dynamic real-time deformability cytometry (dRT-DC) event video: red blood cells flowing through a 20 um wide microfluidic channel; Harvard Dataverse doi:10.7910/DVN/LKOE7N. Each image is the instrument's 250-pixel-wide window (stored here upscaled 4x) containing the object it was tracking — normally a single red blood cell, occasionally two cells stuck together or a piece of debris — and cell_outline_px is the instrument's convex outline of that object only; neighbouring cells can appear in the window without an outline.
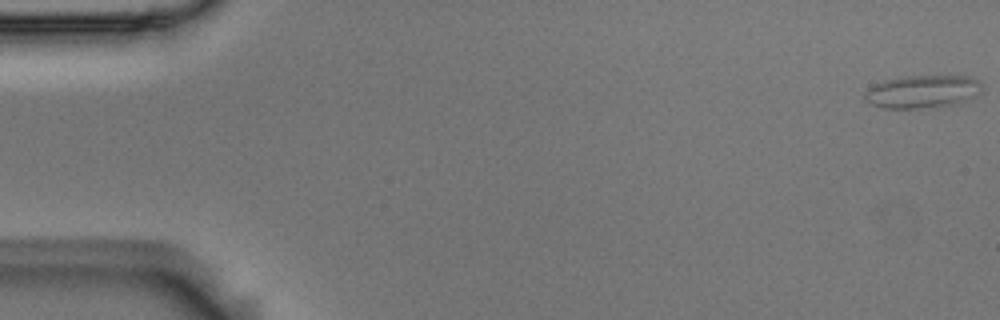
{"species": "Egyptian fruit bat (a non-hibernating species)", "species_latin": "Rousettus aegyptiacus", "temperature_condition": "room temperature", "stored_images_in_passage": 6, "camera_frame_rate_fps": 3000, "um_per_image_px": 0.085, "animal": {"sex": "male"}, "frame": {"image": 1, "passage_image": 1, "time_ms": 0.0, "image_size_px": [1000, 320], "cell_outline_px": [[980, 92], [952, 104], [928, 108], [880, 108], [868, 104], [864, 100], [864, 92], [868, 88], [884, 80], [904, 76], [972, 76], [980, 80]], "centroid_in_image_um": [78.31, 7.78], "position_along_channel_um": 6.7, "area_um2": 22.37}}
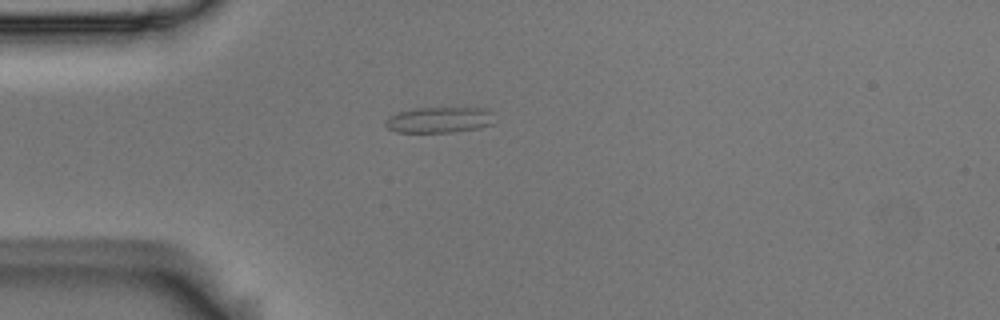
{"frame": {"image": 2, "passage_image": 4, "time_ms": 1.0, "image_size_px": [1000, 320], "cell_outline_px": [[492, 124], [480, 128], [452, 132], [396, 132], [388, 128], [384, 124], [384, 120], [388, 116], [400, 112], [420, 108], [488, 108], [492, 112]], "centroid_in_image_um": [37.34, 10.19], "position_along_channel_um": 47.7, "area_um2": 16.36}}
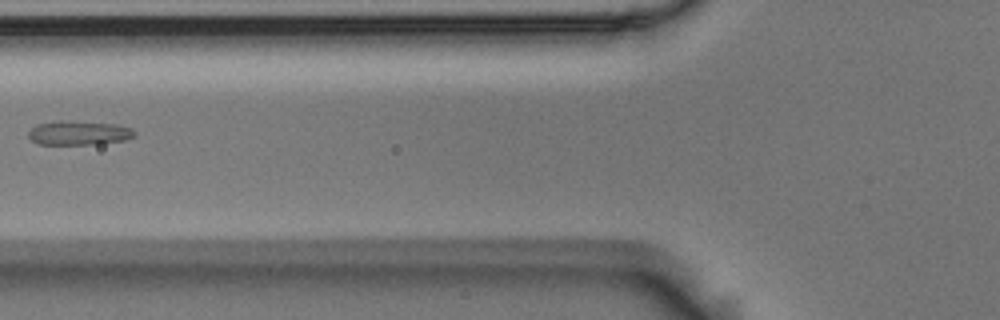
{"frame": {"image": 3, "passage_image": 6, "time_ms": 1.667, "image_size_px": [1000, 320], "cell_outline_px": [[136, 136], [124, 140], [96, 144], [40, 144], [32, 140], [28, 136], [28, 132], [36, 124], [60, 120], [68, 120], [120, 124], [132, 128], [136, 132]], "centroid_in_image_um": [6.74, 11.28], "position_along_channel_um": 119.1, "area_um2": 15.14}}